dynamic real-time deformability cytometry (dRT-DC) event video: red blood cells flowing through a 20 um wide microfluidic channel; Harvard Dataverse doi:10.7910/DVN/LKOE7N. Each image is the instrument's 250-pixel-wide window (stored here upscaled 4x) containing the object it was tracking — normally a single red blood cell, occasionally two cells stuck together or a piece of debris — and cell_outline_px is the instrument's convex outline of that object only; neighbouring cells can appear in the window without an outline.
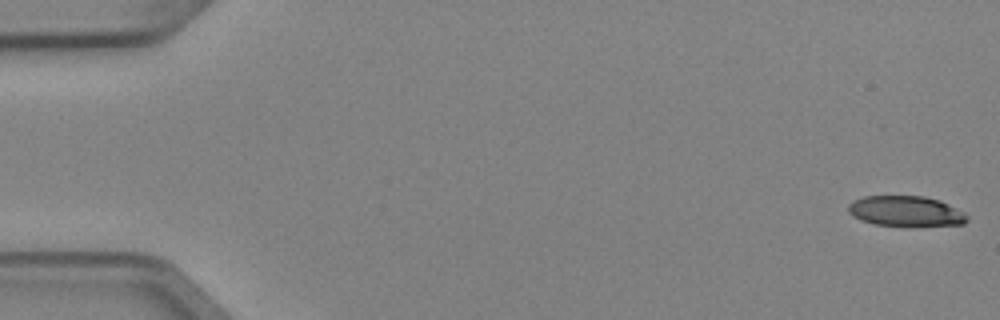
{"species": "Egyptian fruit bat (a non-hibernating species)", "species_latin": "Rousettus aegyptiacus", "temperature_condition": "cold", "stored_images_in_passage": 5, "camera_frame_rate_fps": 3000, "um_per_image_px": 0.085, "animal": {"sex": "female"}, "frame": {"image": 1, "passage_image": 1, "time_ms": 0.0, "image_size_px": [1000, 320], "cell_outline_px": [[968, 220], [964, 224], [908, 228], [876, 224], [860, 220], [852, 216], [848, 212], [848, 204], [852, 200], [864, 196], [924, 196], [940, 200], [964, 212], [968, 216]], "centroid_in_image_um": [77.0, 17.98], "position_along_channel_um": 8.0, "area_um2": 21.79}}
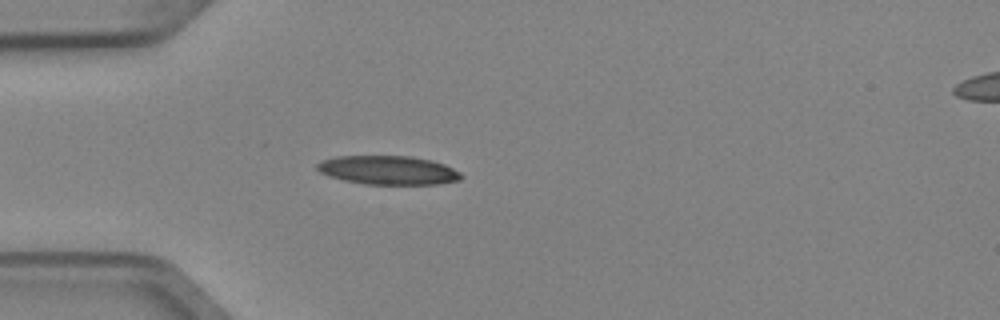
{"frame": {"image": 2, "passage_image": 5, "time_ms": 1.333, "image_size_px": [1000, 320], "cell_outline_px": [[464, 176], [460, 180], [436, 184], [364, 184], [344, 180], [328, 176], [320, 172], [316, 168], [316, 164], [324, 160], [336, 156], [412, 156], [432, 160], [444, 164], [460, 172]], "centroid_in_image_um": [33.0, 14.46], "position_along_channel_um": 52.0, "area_um2": 24.22}}